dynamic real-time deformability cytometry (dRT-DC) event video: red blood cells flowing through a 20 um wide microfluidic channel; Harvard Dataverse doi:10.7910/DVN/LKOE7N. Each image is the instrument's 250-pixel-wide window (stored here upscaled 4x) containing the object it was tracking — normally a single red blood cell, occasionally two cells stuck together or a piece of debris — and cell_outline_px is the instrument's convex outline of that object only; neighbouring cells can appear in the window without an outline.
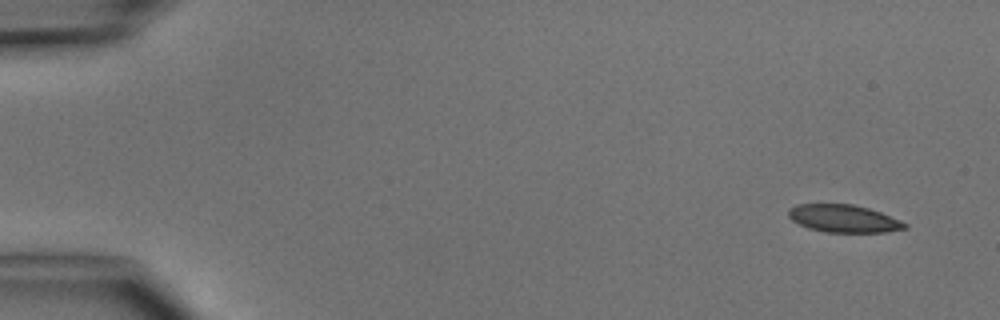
{"species": "common noctule bat (a hibernating species)", "species_latin": "Nyctalus noctula", "temperature_condition": "cold", "stored_images_in_passage": 3, "camera_frame_rate_fps": 3000, "um_per_image_px": 0.085, "animal": {"sex": "male", "body_mass_g": 15.6}, "frame": {"image": 1, "passage_image": 1, "time_ms": 0.0, "image_size_px": [1000, 320], "cell_outline_px": [[908, 228], [888, 232], [824, 232], [808, 228], [792, 220], [788, 216], [788, 208], [796, 204], [852, 204], [868, 208], [880, 212], [900, 220], [908, 224]], "centroid_in_image_um": [71.71, 18.58], "position_along_channel_um": 13.3, "area_um2": 18.79}}
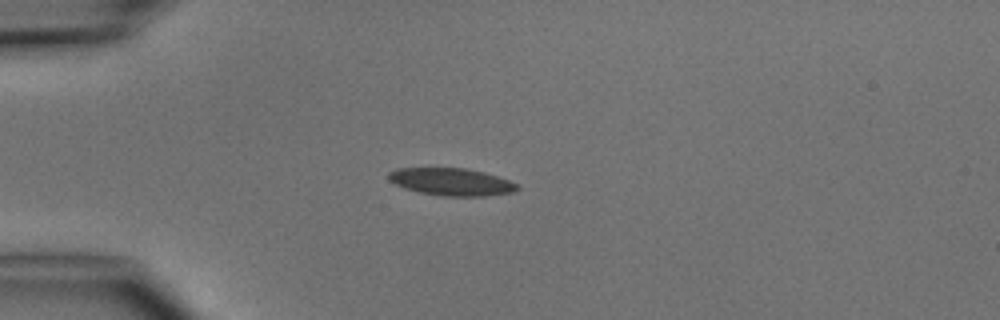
{"frame": {"image": 2, "passage_image": 3, "time_ms": 3.333, "image_size_px": [1000, 320], "cell_outline_px": [[520, 188], [512, 192], [484, 196], [444, 196], [420, 192], [404, 188], [388, 180], [388, 172], [396, 168], [464, 168], [484, 172], [520, 184]], "centroid_in_image_um": [38.36, 15.45], "position_along_channel_um": 46.6, "area_um2": 20.52}}